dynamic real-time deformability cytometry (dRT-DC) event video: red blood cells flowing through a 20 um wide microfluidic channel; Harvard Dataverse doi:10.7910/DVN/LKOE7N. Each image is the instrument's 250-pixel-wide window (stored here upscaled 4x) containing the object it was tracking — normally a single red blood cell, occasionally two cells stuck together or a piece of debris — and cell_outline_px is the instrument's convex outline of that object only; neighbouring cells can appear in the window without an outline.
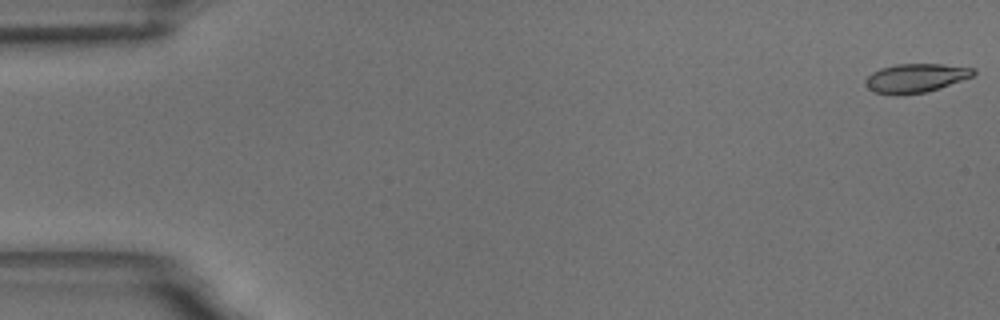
{"species": "common noctule bat (a hibernating species)", "species_latin": "Nyctalus noctula", "temperature_condition": "room temperature", "stored_images_in_passage": 55, "camera_frame_rate_fps": 3000, "um_per_image_px": 0.085, "animal": {"sex": "male", "body_mass_g": 18.8}, "frame": {"image": 1, "passage_image": 1, "time_ms": 0.0, "image_size_px": [1000, 320], "cell_outline_px": [[976, 72], [972, 76], [940, 88], [924, 92], [896, 96], [872, 92], [864, 84], [864, 80], [872, 72], [880, 68], [896, 64], [944, 64], [976, 68]], "centroid_in_image_um": [77.79, 6.64], "position_along_channel_um": 7.2, "area_um2": 18.38}}
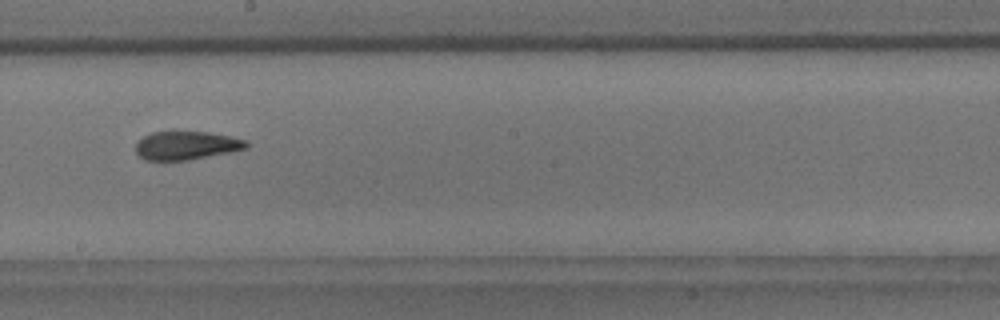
{"frame": {"image": 2, "passage_image": 31, "time_ms": 10.0, "image_size_px": [1000, 320], "cell_outline_px": [[248, 148], [232, 152], [188, 160], [144, 160], [136, 152], [136, 144], [144, 136], [152, 132], [172, 128], [208, 132], [248, 140]], "centroid_in_image_um": [15.84, 12.32], "position_along_channel_um": 232.4, "area_um2": 19.07}}
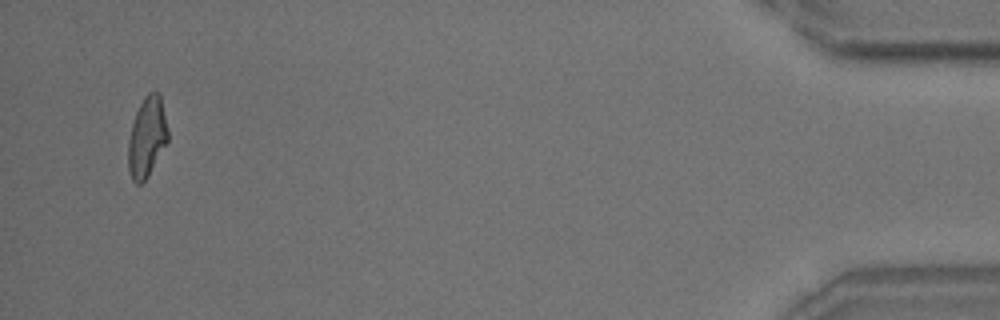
{"frame": {"image": 3, "passage_image": 53, "time_ms": 17.333, "image_size_px": [1000, 320], "cell_outline_px": [[168, 140], [148, 176], [140, 184], [136, 184], [132, 180], [128, 168], [128, 140], [132, 124], [136, 112], [144, 96], [148, 92], [160, 92], [168, 128]], "centroid_in_image_um": [12.49, 11.63], "position_along_channel_um": 422.7, "area_um2": 18.55}, "authors_computed_cell_mechanics": {"area_um2": 18.9584, "velocity_mm_per_s": 3.6972, "shape_relaxation_time_tau1_ms": 5.2693, "shape_relaxation_time_tau2_ms": 2.3334, "deformation_change_tau1": 0.1678, "deformation_change_tau2": 0.098}}